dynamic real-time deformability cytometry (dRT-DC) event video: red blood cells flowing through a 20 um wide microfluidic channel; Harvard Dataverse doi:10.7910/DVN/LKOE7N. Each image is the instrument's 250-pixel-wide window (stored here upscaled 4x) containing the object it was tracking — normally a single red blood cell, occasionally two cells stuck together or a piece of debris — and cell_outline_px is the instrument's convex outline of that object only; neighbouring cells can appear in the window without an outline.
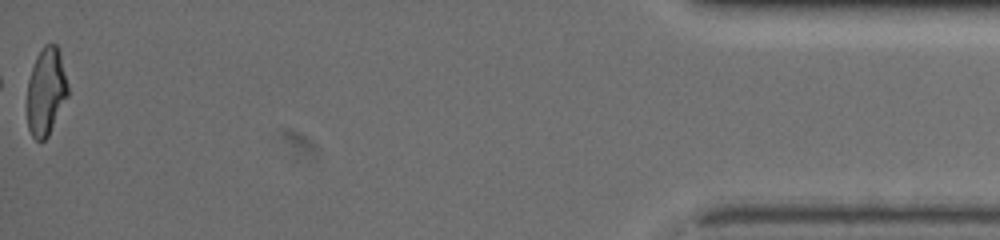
{"species": "common noctule bat (a hibernating species)", "species_latin": "Nyctalus noctula", "temperature_condition": "warm", "stored_images_in_passage": 43, "camera_frame_rate_fps": 3000, "um_per_image_px": 0.085, "animal": {"sex": "female", "body_mass_g": 19.5, "forearm_length_mm": 54.1}, "frame": {"image": 1, "passage_image": 43, "time_ms": 14.0, "image_size_px": [1000, 240], "cell_outline_px": [[68, 96], [48, 136], [44, 140], [36, 140], [32, 136], [28, 128], [28, 80], [36, 56], [44, 44], [56, 44], [60, 52], [68, 84]], "centroid_in_image_um": [3.93, 7.76], "position_along_channel_um": 431.3, "area_um2": 20.69}, "authors_computed_cell_mechanics": {"area_um2": 22.542, "velocity_mm_per_s": 3.2236, "shape_relaxation_time_tau1_ms": 8.3685, "shape_relaxation_time_tau2_ms": 1.9049, "deformation_change_tau1": 0.2323, "deformation_change_tau2": 0.0898}}